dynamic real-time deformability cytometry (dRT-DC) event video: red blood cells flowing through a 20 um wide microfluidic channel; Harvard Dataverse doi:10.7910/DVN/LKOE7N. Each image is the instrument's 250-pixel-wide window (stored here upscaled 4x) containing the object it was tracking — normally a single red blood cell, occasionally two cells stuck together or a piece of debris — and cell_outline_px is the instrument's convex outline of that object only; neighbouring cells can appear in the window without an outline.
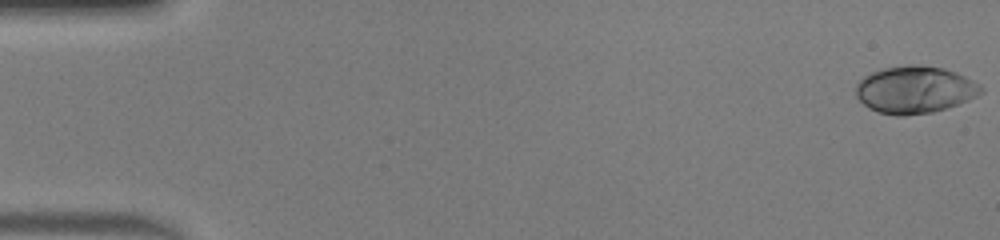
{"species": "human", "species_latin": "Homo sapiens", "temperature_condition": "warm", "stored_images_in_passage": 48, "camera_frame_rate_fps": 3000, "um_per_image_px": 0.085, "donor": {"sex": "male"}, "frame": {"image": 1, "passage_image": 1, "time_ms": 0.0, "image_size_px": [1000, 240], "cell_outline_px": [[984, 92], [968, 100], [932, 112], [904, 116], [896, 116], [880, 112], [868, 108], [856, 96], [856, 84], [864, 76], [872, 72], [884, 68], [912, 64], [920, 64], [944, 68], [956, 72], [980, 84], [984, 88]], "centroid_in_image_um": [77.76, 7.61], "position_along_channel_um": 7.2, "area_um2": 34.45}}
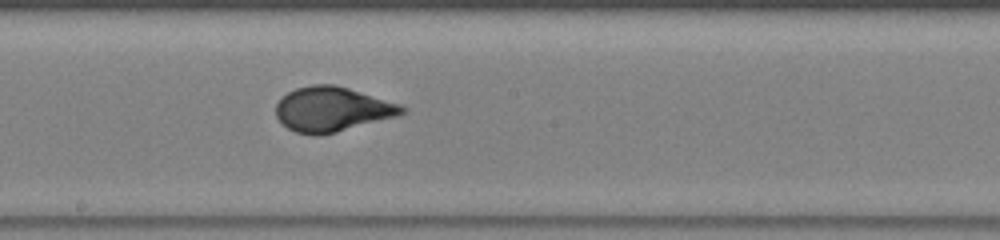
{"frame": {"image": 2, "passage_image": 27, "time_ms": 8.667, "image_size_px": [1000, 240], "cell_outline_px": [[408, 112], [396, 116], [336, 132], [316, 136], [296, 132], [288, 128], [276, 116], [276, 104], [288, 92], [296, 88], [312, 84], [332, 84], [348, 88], [400, 104], [408, 108]], "centroid_in_image_um": [28.24, 9.28], "position_along_channel_um": 220.0, "area_um2": 32.54}}
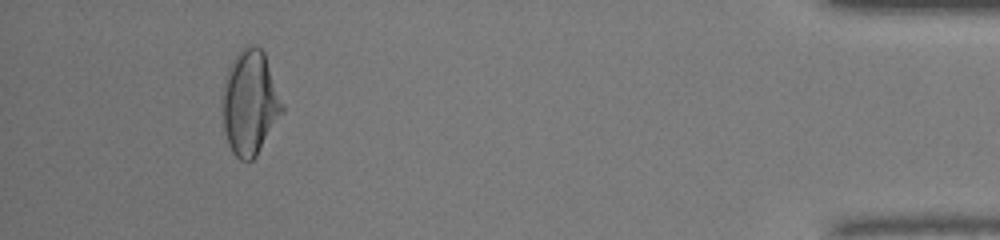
{"frame": {"image": 3, "passage_image": 45, "time_ms": 14.667, "image_size_px": [1000, 240], "cell_outline_px": [[284, 112], [256, 156], [252, 160], [240, 160], [232, 152], [228, 144], [224, 128], [220, 100], [220, 96], [224, 76], [228, 64], [240, 48], [244, 44], [256, 44], [264, 52], [284, 108]], "centroid_in_image_um": [21.19, 8.68], "position_along_channel_um": 414.0, "area_um2": 37.22}, "authors_computed_cell_mechanics": {"area_um2": 32.946, "velocity_mm_per_s": 4.3072, "shape_relaxation_time_tau1_ms": 5.7384, "shape_relaxation_time_tau2_ms": null, "deformation_change_tau1": 0.2633, "deformation_change_tau2": null}}